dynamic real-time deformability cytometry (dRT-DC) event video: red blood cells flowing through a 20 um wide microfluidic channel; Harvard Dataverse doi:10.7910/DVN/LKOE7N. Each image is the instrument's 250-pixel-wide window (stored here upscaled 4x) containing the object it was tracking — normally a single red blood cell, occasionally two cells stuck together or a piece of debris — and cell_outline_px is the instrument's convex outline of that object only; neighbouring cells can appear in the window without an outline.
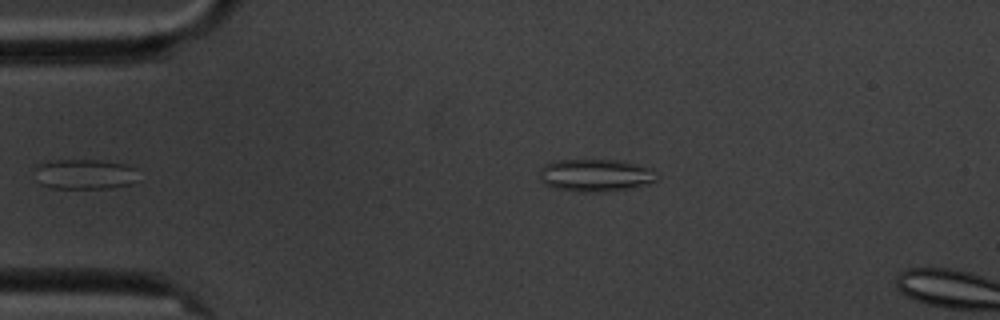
{"species": "common noctule bat (a hibernating species)", "species_latin": "Nyctalus noctula", "temperature_condition": "cold", "stored_images_in_passage": 5, "camera_frame_rate_fps": 3000, "um_per_image_px": 0.085, "animal": {"sex": "male", "body_mass_g": 20.1, "forearm_length_mm": 53.5}, "frame": {"image": 1, "passage_image": 5, "time_ms": 4.667, "image_size_px": [1000, 320], "cell_outline_px": [[660, 176], [656, 180], [648, 184], [632, 188], [604, 192], [576, 192], [552, 188], [544, 184], [540, 180], [540, 168], [544, 164], [556, 160], [620, 160], [652, 168]], "centroid_in_image_um": [50.62, 14.91], "position_along_channel_um": 34.4, "area_um2": 22.72}}